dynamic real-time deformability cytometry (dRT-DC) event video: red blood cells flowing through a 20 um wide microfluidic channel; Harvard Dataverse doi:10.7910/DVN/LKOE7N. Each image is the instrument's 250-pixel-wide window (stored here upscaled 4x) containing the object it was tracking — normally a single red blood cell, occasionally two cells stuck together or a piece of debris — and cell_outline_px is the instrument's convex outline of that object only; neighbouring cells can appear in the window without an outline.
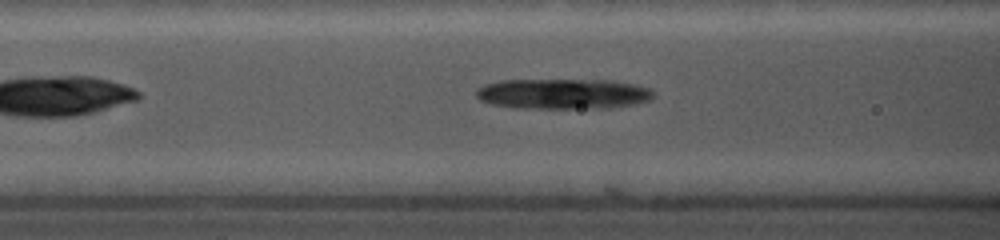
{"species": "common noctule bat (a hibernating species)", "species_latin": "Nyctalus noctula", "temperature_condition": "cold", "stored_images_in_passage": 27, "camera_frame_rate_fps": 5000, "um_per_image_px": 0.085, "animal": {"sex": "female", "body_mass_g": 19.0, "forearm_length_mm": 56.7}, "frame": {"image": 1, "passage_image": 25, "time_ms": 3.6, "image_size_px": [1000, 240], "cell_outline_px": [[648, 96], [640, 100], [616, 104], [572, 108], [548, 108], [504, 104], [488, 100], [480, 96], [480, 92], [488, 84], [508, 80], [604, 80], [628, 84], [640, 88], [648, 92]], "centroid_in_image_um": [47.75, 7.92], "position_along_channel_um": 118.8, "area_um2": 27.63}}